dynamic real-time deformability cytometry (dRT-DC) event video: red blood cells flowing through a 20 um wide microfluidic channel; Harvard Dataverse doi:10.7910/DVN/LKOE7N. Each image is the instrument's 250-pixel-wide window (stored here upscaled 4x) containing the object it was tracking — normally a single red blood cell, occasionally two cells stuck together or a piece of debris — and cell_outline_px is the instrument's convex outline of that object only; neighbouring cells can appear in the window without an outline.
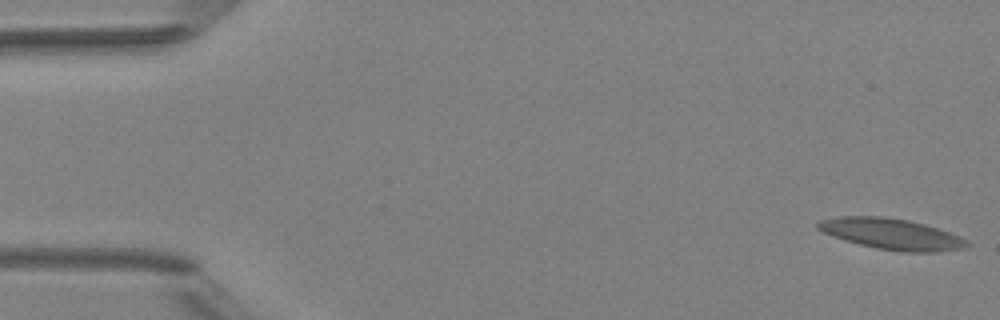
{"species": "Egyptian fruit bat (a non-hibernating species)", "species_latin": "Rousettus aegyptiacus", "temperature_condition": "room temperature", "stored_images_in_passage": 5, "camera_frame_rate_fps": 3000, "um_per_image_px": 0.085, "animal": {"sex": "female"}, "frame": {"image": 1, "passage_image": 1, "time_ms": 0.0, "image_size_px": [1000, 320], "cell_outline_px": [[972, 244], [964, 248], [936, 252], [900, 252], [876, 248], [844, 240], [824, 232], [816, 228], [816, 224], [820, 220], [840, 216], [884, 216], [908, 220], [924, 224], [960, 236], [968, 240]], "centroid_in_image_um": [75.8, 19.89], "position_along_channel_um": 9.2, "area_um2": 26.88}}
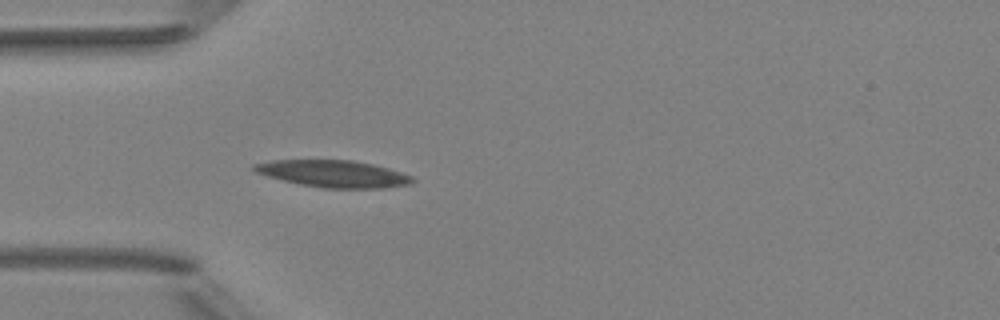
{"frame": {"image": 2, "passage_image": 5, "time_ms": 4.667, "image_size_px": [1000, 320], "cell_outline_px": [[416, 180], [412, 184], [384, 188], [324, 188], [300, 184], [268, 176], [256, 172], [252, 168], [252, 164], [272, 160], [352, 160], [372, 164], [388, 168], [412, 176]], "centroid_in_image_um": [28.36, 14.77], "position_along_channel_um": 56.6, "area_um2": 24.8}}